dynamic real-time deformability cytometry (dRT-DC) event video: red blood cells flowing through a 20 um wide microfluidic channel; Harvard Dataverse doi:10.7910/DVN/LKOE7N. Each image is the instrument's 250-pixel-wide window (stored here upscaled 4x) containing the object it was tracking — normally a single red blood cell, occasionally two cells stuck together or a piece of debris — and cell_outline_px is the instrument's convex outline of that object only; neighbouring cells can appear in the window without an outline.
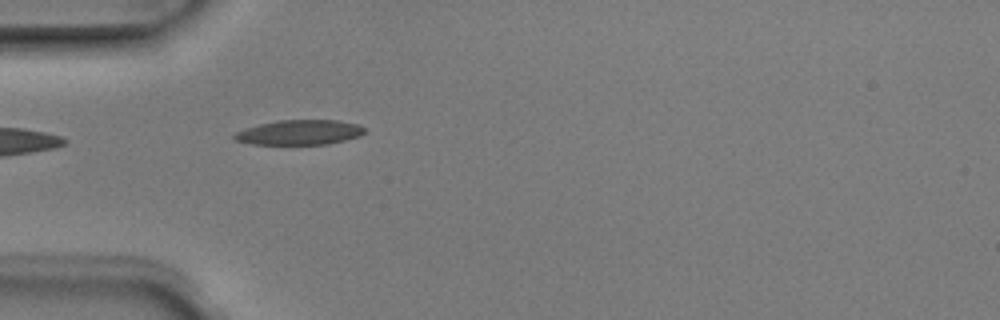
{"species": "Egyptian fruit bat (a non-hibernating species)", "species_latin": "Rousettus aegyptiacus", "temperature_condition": "room temperature", "stored_images_in_passage": 5, "camera_frame_rate_fps": 3000, "um_per_image_px": 0.085, "animal": {"sex": "male"}, "frame": {"image": 1, "passage_image": 1, "time_ms": 0.0, "image_size_px": [1000, 320], "cell_outline_px": [[364, 132], [360, 136], [328, 144], [252, 144], [236, 140], [232, 136], [236, 132], [244, 128], [260, 124], [280, 120], [336, 120], [360, 124], [364, 128]], "centroid_in_image_um": [25.46, 11.25], "position_along_channel_um": 59.5, "area_um2": 18.79}}
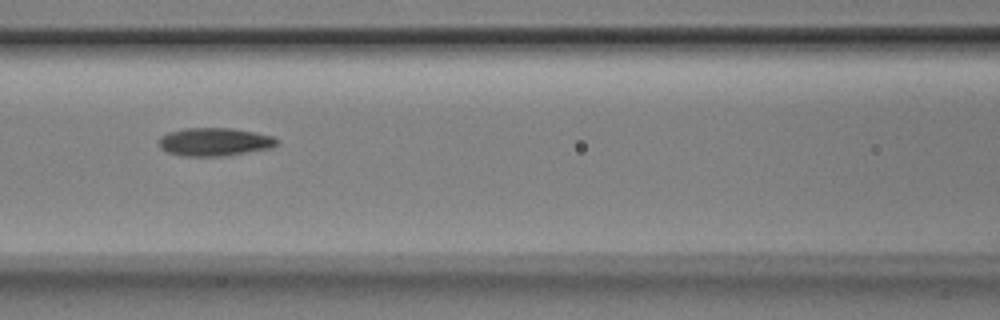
{"frame": {"image": 2, "passage_image": 3, "time_ms": 0.667, "image_size_px": [1000, 320], "cell_outline_px": [[280, 140], [272, 148], [224, 156], [180, 156], [168, 152], [160, 148], [160, 136], [168, 132], [184, 128], [232, 128], [272, 136]], "centroid_in_image_um": [18.23, 12.06], "position_along_channel_um": 148.4, "area_um2": 19.36}}
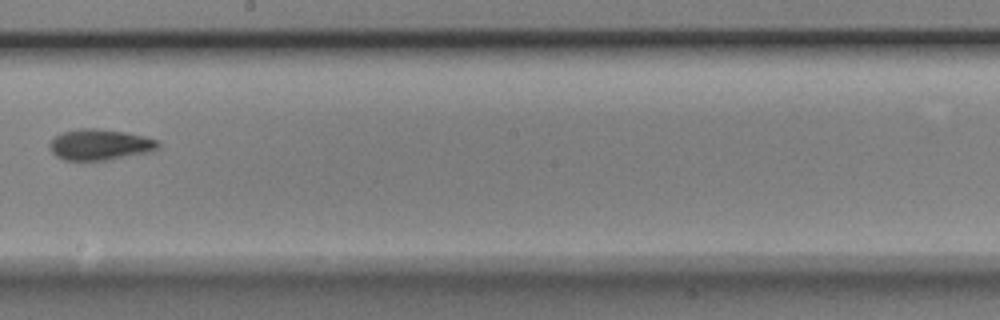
{"frame": {"image": 3, "passage_image": 5, "time_ms": 1.333, "image_size_px": [1000, 320], "cell_outline_px": [[160, 148], [148, 152], [108, 160], [64, 160], [56, 156], [52, 152], [48, 144], [56, 136], [64, 132], [80, 128], [96, 128], [128, 132], [160, 140]], "centroid_in_image_um": [8.53, 12.29], "position_along_channel_um": 239.7, "area_um2": 19.65}}